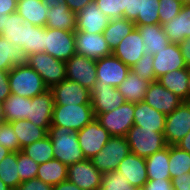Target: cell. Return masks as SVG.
Here are the masks:
<instances>
[{
  "instance_id": "obj_1",
  "label": "cell",
  "mask_w": 190,
  "mask_h": 190,
  "mask_svg": "<svg viewBox=\"0 0 190 190\" xmlns=\"http://www.w3.org/2000/svg\"><path fill=\"white\" fill-rule=\"evenodd\" d=\"M48 135L52 141L54 158L67 167L85 159L77 132L68 127L51 126Z\"/></svg>"
},
{
  "instance_id": "obj_2",
  "label": "cell",
  "mask_w": 190,
  "mask_h": 190,
  "mask_svg": "<svg viewBox=\"0 0 190 190\" xmlns=\"http://www.w3.org/2000/svg\"><path fill=\"white\" fill-rule=\"evenodd\" d=\"M8 79L11 93L22 97L32 98L49 90L39 74L28 64L13 67L8 72Z\"/></svg>"
},
{
  "instance_id": "obj_3",
  "label": "cell",
  "mask_w": 190,
  "mask_h": 190,
  "mask_svg": "<svg viewBox=\"0 0 190 190\" xmlns=\"http://www.w3.org/2000/svg\"><path fill=\"white\" fill-rule=\"evenodd\" d=\"M125 138L130 151L142 158H147L168 146L163 132H155L154 129H143L135 125L130 128Z\"/></svg>"
},
{
  "instance_id": "obj_4",
  "label": "cell",
  "mask_w": 190,
  "mask_h": 190,
  "mask_svg": "<svg viewBox=\"0 0 190 190\" xmlns=\"http://www.w3.org/2000/svg\"><path fill=\"white\" fill-rule=\"evenodd\" d=\"M95 118L91 104L54 105L51 126L68 127L77 132Z\"/></svg>"
},
{
  "instance_id": "obj_5",
  "label": "cell",
  "mask_w": 190,
  "mask_h": 190,
  "mask_svg": "<svg viewBox=\"0 0 190 190\" xmlns=\"http://www.w3.org/2000/svg\"><path fill=\"white\" fill-rule=\"evenodd\" d=\"M130 152V146L125 137L111 136L103 149L91 160L94 167L101 173L117 171L119 162Z\"/></svg>"
},
{
  "instance_id": "obj_6",
  "label": "cell",
  "mask_w": 190,
  "mask_h": 190,
  "mask_svg": "<svg viewBox=\"0 0 190 190\" xmlns=\"http://www.w3.org/2000/svg\"><path fill=\"white\" fill-rule=\"evenodd\" d=\"M28 65L39 74L49 89L66 79L65 62L48 53L30 54Z\"/></svg>"
},
{
  "instance_id": "obj_7",
  "label": "cell",
  "mask_w": 190,
  "mask_h": 190,
  "mask_svg": "<svg viewBox=\"0 0 190 190\" xmlns=\"http://www.w3.org/2000/svg\"><path fill=\"white\" fill-rule=\"evenodd\" d=\"M96 119L111 136L125 137L134 125V103L125 102L110 112L98 114Z\"/></svg>"
},
{
  "instance_id": "obj_8",
  "label": "cell",
  "mask_w": 190,
  "mask_h": 190,
  "mask_svg": "<svg viewBox=\"0 0 190 190\" xmlns=\"http://www.w3.org/2000/svg\"><path fill=\"white\" fill-rule=\"evenodd\" d=\"M45 53L66 62L75 53V31L45 27Z\"/></svg>"
},
{
  "instance_id": "obj_9",
  "label": "cell",
  "mask_w": 190,
  "mask_h": 190,
  "mask_svg": "<svg viewBox=\"0 0 190 190\" xmlns=\"http://www.w3.org/2000/svg\"><path fill=\"white\" fill-rule=\"evenodd\" d=\"M77 137L85 159L91 160L103 149L111 135L95 118L81 130L77 131Z\"/></svg>"
},
{
  "instance_id": "obj_10",
  "label": "cell",
  "mask_w": 190,
  "mask_h": 190,
  "mask_svg": "<svg viewBox=\"0 0 190 190\" xmlns=\"http://www.w3.org/2000/svg\"><path fill=\"white\" fill-rule=\"evenodd\" d=\"M65 64L66 79L92 89L97 82L96 60L75 53Z\"/></svg>"
},
{
  "instance_id": "obj_11",
  "label": "cell",
  "mask_w": 190,
  "mask_h": 190,
  "mask_svg": "<svg viewBox=\"0 0 190 190\" xmlns=\"http://www.w3.org/2000/svg\"><path fill=\"white\" fill-rule=\"evenodd\" d=\"M190 131V103L183 101L166 116L164 138L167 145H176Z\"/></svg>"
},
{
  "instance_id": "obj_12",
  "label": "cell",
  "mask_w": 190,
  "mask_h": 190,
  "mask_svg": "<svg viewBox=\"0 0 190 190\" xmlns=\"http://www.w3.org/2000/svg\"><path fill=\"white\" fill-rule=\"evenodd\" d=\"M90 103L96 117L118 108L125 103V98L116 87L96 82L90 90Z\"/></svg>"
},
{
  "instance_id": "obj_13",
  "label": "cell",
  "mask_w": 190,
  "mask_h": 190,
  "mask_svg": "<svg viewBox=\"0 0 190 190\" xmlns=\"http://www.w3.org/2000/svg\"><path fill=\"white\" fill-rule=\"evenodd\" d=\"M67 179L82 190H100L102 173L92 160L84 159L68 166Z\"/></svg>"
},
{
  "instance_id": "obj_14",
  "label": "cell",
  "mask_w": 190,
  "mask_h": 190,
  "mask_svg": "<svg viewBox=\"0 0 190 190\" xmlns=\"http://www.w3.org/2000/svg\"><path fill=\"white\" fill-rule=\"evenodd\" d=\"M97 82L118 87L130 72V67L113 54L96 60Z\"/></svg>"
},
{
  "instance_id": "obj_15",
  "label": "cell",
  "mask_w": 190,
  "mask_h": 190,
  "mask_svg": "<svg viewBox=\"0 0 190 190\" xmlns=\"http://www.w3.org/2000/svg\"><path fill=\"white\" fill-rule=\"evenodd\" d=\"M75 51L79 55L94 60L112 55L103 33L90 34L83 31H75Z\"/></svg>"
},
{
  "instance_id": "obj_16",
  "label": "cell",
  "mask_w": 190,
  "mask_h": 190,
  "mask_svg": "<svg viewBox=\"0 0 190 190\" xmlns=\"http://www.w3.org/2000/svg\"><path fill=\"white\" fill-rule=\"evenodd\" d=\"M50 90L53 93L54 105L91 104L90 90L77 82L64 79Z\"/></svg>"
},
{
  "instance_id": "obj_17",
  "label": "cell",
  "mask_w": 190,
  "mask_h": 190,
  "mask_svg": "<svg viewBox=\"0 0 190 190\" xmlns=\"http://www.w3.org/2000/svg\"><path fill=\"white\" fill-rule=\"evenodd\" d=\"M144 101L166 116L183 102L180 97L166 89L158 81L149 84Z\"/></svg>"
},
{
  "instance_id": "obj_18",
  "label": "cell",
  "mask_w": 190,
  "mask_h": 190,
  "mask_svg": "<svg viewBox=\"0 0 190 190\" xmlns=\"http://www.w3.org/2000/svg\"><path fill=\"white\" fill-rule=\"evenodd\" d=\"M53 109L54 98L49 89L40 95L29 98L28 120L48 132L51 127Z\"/></svg>"
},
{
  "instance_id": "obj_19",
  "label": "cell",
  "mask_w": 190,
  "mask_h": 190,
  "mask_svg": "<svg viewBox=\"0 0 190 190\" xmlns=\"http://www.w3.org/2000/svg\"><path fill=\"white\" fill-rule=\"evenodd\" d=\"M145 52L146 47L143 43L140 31L135 27L134 30L118 44L116 49L112 51V54L131 68L143 57Z\"/></svg>"
},
{
  "instance_id": "obj_20",
  "label": "cell",
  "mask_w": 190,
  "mask_h": 190,
  "mask_svg": "<svg viewBox=\"0 0 190 190\" xmlns=\"http://www.w3.org/2000/svg\"><path fill=\"white\" fill-rule=\"evenodd\" d=\"M110 19L98 8L95 1L90 2L76 14V30L90 34H100L108 26Z\"/></svg>"
},
{
  "instance_id": "obj_21",
  "label": "cell",
  "mask_w": 190,
  "mask_h": 190,
  "mask_svg": "<svg viewBox=\"0 0 190 190\" xmlns=\"http://www.w3.org/2000/svg\"><path fill=\"white\" fill-rule=\"evenodd\" d=\"M153 67L156 79L174 70L187 67L178 44L170 43L167 48L153 55Z\"/></svg>"
},
{
  "instance_id": "obj_22",
  "label": "cell",
  "mask_w": 190,
  "mask_h": 190,
  "mask_svg": "<svg viewBox=\"0 0 190 190\" xmlns=\"http://www.w3.org/2000/svg\"><path fill=\"white\" fill-rule=\"evenodd\" d=\"M117 172L127 177V180L136 189H142L148 181L145 158L132 152L119 162Z\"/></svg>"
},
{
  "instance_id": "obj_23",
  "label": "cell",
  "mask_w": 190,
  "mask_h": 190,
  "mask_svg": "<svg viewBox=\"0 0 190 190\" xmlns=\"http://www.w3.org/2000/svg\"><path fill=\"white\" fill-rule=\"evenodd\" d=\"M166 115L157 111L144 100L134 103V125L143 129H154L155 132H164Z\"/></svg>"
},
{
  "instance_id": "obj_24",
  "label": "cell",
  "mask_w": 190,
  "mask_h": 190,
  "mask_svg": "<svg viewBox=\"0 0 190 190\" xmlns=\"http://www.w3.org/2000/svg\"><path fill=\"white\" fill-rule=\"evenodd\" d=\"M162 27L170 43L179 44L190 37V4H184L179 14Z\"/></svg>"
},
{
  "instance_id": "obj_25",
  "label": "cell",
  "mask_w": 190,
  "mask_h": 190,
  "mask_svg": "<svg viewBox=\"0 0 190 190\" xmlns=\"http://www.w3.org/2000/svg\"><path fill=\"white\" fill-rule=\"evenodd\" d=\"M19 47L29 55L45 52V27L25 21L21 29Z\"/></svg>"
},
{
  "instance_id": "obj_26",
  "label": "cell",
  "mask_w": 190,
  "mask_h": 190,
  "mask_svg": "<svg viewBox=\"0 0 190 190\" xmlns=\"http://www.w3.org/2000/svg\"><path fill=\"white\" fill-rule=\"evenodd\" d=\"M29 54L0 35V71H10L16 66H25Z\"/></svg>"
},
{
  "instance_id": "obj_27",
  "label": "cell",
  "mask_w": 190,
  "mask_h": 190,
  "mask_svg": "<svg viewBox=\"0 0 190 190\" xmlns=\"http://www.w3.org/2000/svg\"><path fill=\"white\" fill-rule=\"evenodd\" d=\"M29 98L11 93L1 103V121L28 120Z\"/></svg>"
},
{
  "instance_id": "obj_28",
  "label": "cell",
  "mask_w": 190,
  "mask_h": 190,
  "mask_svg": "<svg viewBox=\"0 0 190 190\" xmlns=\"http://www.w3.org/2000/svg\"><path fill=\"white\" fill-rule=\"evenodd\" d=\"M141 34L146 51L150 54H156L161 49L167 48L170 41L160 24H145L136 26Z\"/></svg>"
},
{
  "instance_id": "obj_29",
  "label": "cell",
  "mask_w": 190,
  "mask_h": 190,
  "mask_svg": "<svg viewBox=\"0 0 190 190\" xmlns=\"http://www.w3.org/2000/svg\"><path fill=\"white\" fill-rule=\"evenodd\" d=\"M189 76L190 68H184L168 72L158 78L157 81L166 89L180 97L183 101L188 102Z\"/></svg>"
},
{
  "instance_id": "obj_30",
  "label": "cell",
  "mask_w": 190,
  "mask_h": 190,
  "mask_svg": "<svg viewBox=\"0 0 190 190\" xmlns=\"http://www.w3.org/2000/svg\"><path fill=\"white\" fill-rule=\"evenodd\" d=\"M150 83L130 70L127 78L117 87V90L124 96L125 102L138 103L144 100Z\"/></svg>"
},
{
  "instance_id": "obj_31",
  "label": "cell",
  "mask_w": 190,
  "mask_h": 190,
  "mask_svg": "<svg viewBox=\"0 0 190 190\" xmlns=\"http://www.w3.org/2000/svg\"><path fill=\"white\" fill-rule=\"evenodd\" d=\"M51 29L63 31L76 30V14L73 13L67 4H60L48 10L46 26Z\"/></svg>"
},
{
  "instance_id": "obj_32",
  "label": "cell",
  "mask_w": 190,
  "mask_h": 190,
  "mask_svg": "<svg viewBox=\"0 0 190 190\" xmlns=\"http://www.w3.org/2000/svg\"><path fill=\"white\" fill-rule=\"evenodd\" d=\"M48 10L40 0H17V13L35 26H46Z\"/></svg>"
},
{
  "instance_id": "obj_33",
  "label": "cell",
  "mask_w": 190,
  "mask_h": 190,
  "mask_svg": "<svg viewBox=\"0 0 190 190\" xmlns=\"http://www.w3.org/2000/svg\"><path fill=\"white\" fill-rule=\"evenodd\" d=\"M148 180L171 179L169 172V145L145 158Z\"/></svg>"
},
{
  "instance_id": "obj_34",
  "label": "cell",
  "mask_w": 190,
  "mask_h": 190,
  "mask_svg": "<svg viewBox=\"0 0 190 190\" xmlns=\"http://www.w3.org/2000/svg\"><path fill=\"white\" fill-rule=\"evenodd\" d=\"M9 123L19 139L20 149L48 135V132L44 128L35 125L29 120L20 119Z\"/></svg>"
},
{
  "instance_id": "obj_35",
  "label": "cell",
  "mask_w": 190,
  "mask_h": 190,
  "mask_svg": "<svg viewBox=\"0 0 190 190\" xmlns=\"http://www.w3.org/2000/svg\"><path fill=\"white\" fill-rule=\"evenodd\" d=\"M135 27L134 22L124 17L110 20L108 26L103 31V35L111 51L115 50L118 44L129 35Z\"/></svg>"
},
{
  "instance_id": "obj_36",
  "label": "cell",
  "mask_w": 190,
  "mask_h": 190,
  "mask_svg": "<svg viewBox=\"0 0 190 190\" xmlns=\"http://www.w3.org/2000/svg\"><path fill=\"white\" fill-rule=\"evenodd\" d=\"M67 170L68 167L65 164L53 158L39 165L36 178L46 184L54 186L67 180Z\"/></svg>"
},
{
  "instance_id": "obj_37",
  "label": "cell",
  "mask_w": 190,
  "mask_h": 190,
  "mask_svg": "<svg viewBox=\"0 0 190 190\" xmlns=\"http://www.w3.org/2000/svg\"><path fill=\"white\" fill-rule=\"evenodd\" d=\"M24 18L17 11L0 15V35L16 46H19Z\"/></svg>"
},
{
  "instance_id": "obj_38",
  "label": "cell",
  "mask_w": 190,
  "mask_h": 190,
  "mask_svg": "<svg viewBox=\"0 0 190 190\" xmlns=\"http://www.w3.org/2000/svg\"><path fill=\"white\" fill-rule=\"evenodd\" d=\"M21 151L32 158L38 165L54 158V150L49 135L39 141L25 146Z\"/></svg>"
},
{
  "instance_id": "obj_39",
  "label": "cell",
  "mask_w": 190,
  "mask_h": 190,
  "mask_svg": "<svg viewBox=\"0 0 190 190\" xmlns=\"http://www.w3.org/2000/svg\"><path fill=\"white\" fill-rule=\"evenodd\" d=\"M17 167V152H10L0 162V179L11 190H16L21 183Z\"/></svg>"
},
{
  "instance_id": "obj_40",
  "label": "cell",
  "mask_w": 190,
  "mask_h": 190,
  "mask_svg": "<svg viewBox=\"0 0 190 190\" xmlns=\"http://www.w3.org/2000/svg\"><path fill=\"white\" fill-rule=\"evenodd\" d=\"M169 172L171 178L190 172V153L176 145H169Z\"/></svg>"
},
{
  "instance_id": "obj_41",
  "label": "cell",
  "mask_w": 190,
  "mask_h": 190,
  "mask_svg": "<svg viewBox=\"0 0 190 190\" xmlns=\"http://www.w3.org/2000/svg\"><path fill=\"white\" fill-rule=\"evenodd\" d=\"M159 0H142L141 14L134 21L135 26L160 24L158 8Z\"/></svg>"
},
{
  "instance_id": "obj_42",
  "label": "cell",
  "mask_w": 190,
  "mask_h": 190,
  "mask_svg": "<svg viewBox=\"0 0 190 190\" xmlns=\"http://www.w3.org/2000/svg\"><path fill=\"white\" fill-rule=\"evenodd\" d=\"M100 190H136L127 177L117 171L102 173Z\"/></svg>"
},
{
  "instance_id": "obj_43",
  "label": "cell",
  "mask_w": 190,
  "mask_h": 190,
  "mask_svg": "<svg viewBox=\"0 0 190 190\" xmlns=\"http://www.w3.org/2000/svg\"><path fill=\"white\" fill-rule=\"evenodd\" d=\"M153 58V54L146 51L143 57L130 70L144 80L150 82L157 81L154 73Z\"/></svg>"
},
{
  "instance_id": "obj_44",
  "label": "cell",
  "mask_w": 190,
  "mask_h": 190,
  "mask_svg": "<svg viewBox=\"0 0 190 190\" xmlns=\"http://www.w3.org/2000/svg\"><path fill=\"white\" fill-rule=\"evenodd\" d=\"M17 165L21 182L36 178L39 165L22 151L17 152Z\"/></svg>"
},
{
  "instance_id": "obj_45",
  "label": "cell",
  "mask_w": 190,
  "mask_h": 190,
  "mask_svg": "<svg viewBox=\"0 0 190 190\" xmlns=\"http://www.w3.org/2000/svg\"><path fill=\"white\" fill-rule=\"evenodd\" d=\"M99 9L110 19L124 17L126 0H94Z\"/></svg>"
},
{
  "instance_id": "obj_46",
  "label": "cell",
  "mask_w": 190,
  "mask_h": 190,
  "mask_svg": "<svg viewBox=\"0 0 190 190\" xmlns=\"http://www.w3.org/2000/svg\"><path fill=\"white\" fill-rule=\"evenodd\" d=\"M0 144L11 152L21 151L19 139L9 122L0 121Z\"/></svg>"
},
{
  "instance_id": "obj_47",
  "label": "cell",
  "mask_w": 190,
  "mask_h": 190,
  "mask_svg": "<svg viewBox=\"0 0 190 190\" xmlns=\"http://www.w3.org/2000/svg\"><path fill=\"white\" fill-rule=\"evenodd\" d=\"M159 5L158 14L161 26L178 15L183 6L181 2L175 0H159Z\"/></svg>"
},
{
  "instance_id": "obj_48",
  "label": "cell",
  "mask_w": 190,
  "mask_h": 190,
  "mask_svg": "<svg viewBox=\"0 0 190 190\" xmlns=\"http://www.w3.org/2000/svg\"><path fill=\"white\" fill-rule=\"evenodd\" d=\"M142 0H126V8L124 10V18L134 22L138 14H141Z\"/></svg>"
},
{
  "instance_id": "obj_49",
  "label": "cell",
  "mask_w": 190,
  "mask_h": 190,
  "mask_svg": "<svg viewBox=\"0 0 190 190\" xmlns=\"http://www.w3.org/2000/svg\"><path fill=\"white\" fill-rule=\"evenodd\" d=\"M16 190H53V186L44 183L38 178L21 182Z\"/></svg>"
},
{
  "instance_id": "obj_50",
  "label": "cell",
  "mask_w": 190,
  "mask_h": 190,
  "mask_svg": "<svg viewBox=\"0 0 190 190\" xmlns=\"http://www.w3.org/2000/svg\"><path fill=\"white\" fill-rule=\"evenodd\" d=\"M142 189L143 190H174L171 179L148 180Z\"/></svg>"
},
{
  "instance_id": "obj_51",
  "label": "cell",
  "mask_w": 190,
  "mask_h": 190,
  "mask_svg": "<svg viewBox=\"0 0 190 190\" xmlns=\"http://www.w3.org/2000/svg\"><path fill=\"white\" fill-rule=\"evenodd\" d=\"M174 190H190V172L171 178Z\"/></svg>"
},
{
  "instance_id": "obj_52",
  "label": "cell",
  "mask_w": 190,
  "mask_h": 190,
  "mask_svg": "<svg viewBox=\"0 0 190 190\" xmlns=\"http://www.w3.org/2000/svg\"><path fill=\"white\" fill-rule=\"evenodd\" d=\"M9 71H0V102L2 103L9 95H11L9 79Z\"/></svg>"
},
{
  "instance_id": "obj_53",
  "label": "cell",
  "mask_w": 190,
  "mask_h": 190,
  "mask_svg": "<svg viewBox=\"0 0 190 190\" xmlns=\"http://www.w3.org/2000/svg\"><path fill=\"white\" fill-rule=\"evenodd\" d=\"M17 11V0H0V15Z\"/></svg>"
},
{
  "instance_id": "obj_54",
  "label": "cell",
  "mask_w": 190,
  "mask_h": 190,
  "mask_svg": "<svg viewBox=\"0 0 190 190\" xmlns=\"http://www.w3.org/2000/svg\"><path fill=\"white\" fill-rule=\"evenodd\" d=\"M93 1L94 0H66V4L73 13L78 14L79 11Z\"/></svg>"
},
{
  "instance_id": "obj_55",
  "label": "cell",
  "mask_w": 190,
  "mask_h": 190,
  "mask_svg": "<svg viewBox=\"0 0 190 190\" xmlns=\"http://www.w3.org/2000/svg\"><path fill=\"white\" fill-rule=\"evenodd\" d=\"M182 52V57L187 65L190 68V37H186L181 43L178 44Z\"/></svg>"
},
{
  "instance_id": "obj_56",
  "label": "cell",
  "mask_w": 190,
  "mask_h": 190,
  "mask_svg": "<svg viewBox=\"0 0 190 190\" xmlns=\"http://www.w3.org/2000/svg\"><path fill=\"white\" fill-rule=\"evenodd\" d=\"M53 190H82V189L67 179L64 180L63 182H60L59 184L54 185Z\"/></svg>"
},
{
  "instance_id": "obj_57",
  "label": "cell",
  "mask_w": 190,
  "mask_h": 190,
  "mask_svg": "<svg viewBox=\"0 0 190 190\" xmlns=\"http://www.w3.org/2000/svg\"><path fill=\"white\" fill-rule=\"evenodd\" d=\"M176 146L190 153V131L188 132L186 136L182 138L180 142L176 144Z\"/></svg>"
},
{
  "instance_id": "obj_58",
  "label": "cell",
  "mask_w": 190,
  "mask_h": 190,
  "mask_svg": "<svg viewBox=\"0 0 190 190\" xmlns=\"http://www.w3.org/2000/svg\"><path fill=\"white\" fill-rule=\"evenodd\" d=\"M43 4H45L49 9L54 6H59L61 3L66 4V0H40Z\"/></svg>"
},
{
  "instance_id": "obj_59",
  "label": "cell",
  "mask_w": 190,
  "mask_h": 190,
  "mask_svg": "<svg viewBox=\"0 0 190 190\" xmlns=\"http://www.w3.org/2000/svg\"><path fill=\"white\" fill-rule=\"evenodd\" d=\"M11 151H9L7 148H5L4 146H2L0 144V162L1 160L6 157Z\"/></svg>"
},
{
  "instance_id": "obj_60",
  "label": "cell",
  "mask_w": 190,
  "mask_h": 190,
  "mask_svg": "<svg viewBox=\"0 0 190 190\" xmlns=\"http://www.w3.org/2000/svg\"><path fill=\"white\" fill-rule=\"evenodd\" d=\"M0 190H11V189L0 179Z\"/></svg>"
},
{
  "instance_id": "obj_61",
  "label": "cell",
  "mask_w": 190,
  "mask_h": 190,
  "mask_svg": "<svg viewBox=\"0 0 190 190\" xmlns=\"http://www.w3.org/2000/svg\"><path fill=\"white\" fill-rule=\"evenodd\" d=\"M188 102L190 103V76L188 79Z\"/></svg>"
},
{
  "instance_id": "obj_62",
  "label": "cell",
  "mask_w": 190,
  "mask_h": 190,
  "mask_svg": "<svg viewBox=\"0 0 190 190\" xmlns=\"http://www.w3.org/2000/svg\"><path fill=\"white\" fill-rule=\"evenodd\" d=\"M175 1L181 2L183 5L187 4V0H175Z\"/></svg>"
},
{
  "instance_id": "obj_63",
  "label": "cell",
  "mask_w": 190,
  "mask_h": 190,
  "mask_svg": "<svg viewBox=\"0 0 190 190\" xmlns=\"http://www.w3.org/2000/svg\"><path fill=\"white\" fill-rule=\"evenodd\" d=\"M0 121H1V102H0Z\"/></svg>"
}]
</instances>
